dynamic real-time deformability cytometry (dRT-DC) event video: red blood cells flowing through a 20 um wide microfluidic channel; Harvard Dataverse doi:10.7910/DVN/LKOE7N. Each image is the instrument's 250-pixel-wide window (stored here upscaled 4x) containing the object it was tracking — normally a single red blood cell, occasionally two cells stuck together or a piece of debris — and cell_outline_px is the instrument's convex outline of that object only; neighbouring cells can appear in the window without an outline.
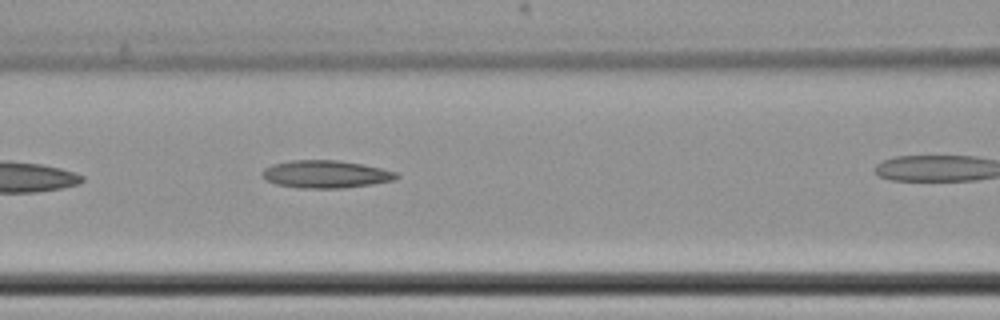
{"species": "common noctule bat (a hibernating species)", "species_latin": "Nyctalus noctula", "temperature_condition": "cold", "stored_images_in_passage": 21, "camera_frame_rate_fps": 3000, "um_per_image_px": 0.085, "animal": {"sex": "female", "body_mass_g": 22.7, "forearm_length_mm": 54.2}, "frame": {"image": 1, "passage_image": 4, "time_ms": 1.0, "image_size_px": [1000, 320], "cell_outline_px": [[400, 176], [396, 180], [372, 184], [344, 188], [300, 188], [276, 184], [264, 180], [260, 172], [264, 168], [272, 164], [292, 160], [340, 160], [364, 164], [396, 172]], "centroid_in_image_um": [27.67, 14.8], "position_along_channel_um": 138.9, "area_um2": 21.85}}